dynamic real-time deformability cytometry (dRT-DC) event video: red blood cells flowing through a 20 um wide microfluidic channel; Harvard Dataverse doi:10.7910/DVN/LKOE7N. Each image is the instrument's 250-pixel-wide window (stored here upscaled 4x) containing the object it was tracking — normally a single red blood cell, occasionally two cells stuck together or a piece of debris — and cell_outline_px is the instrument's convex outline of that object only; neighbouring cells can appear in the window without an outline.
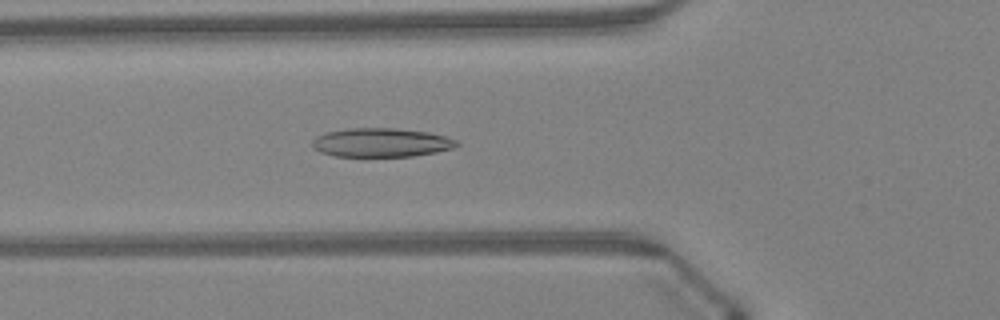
{"species": "Egyptian fruit bat (a non-hibernating species)", "species_latin": "Rousettus aegyptiacus", "temperature_condition": "warm", "stored_images_in_passage": 40, "camera_frame_rate_fps": 3000, "um_per_image_px": 0.085, "animal": {"sex": "female"}, "frame": {"image": 1, "passage_image": 10, "time_ms": 3.0, "image_size_px": [1000, 320], "cell_outline_px": [[460, 144], [456, 148], [436, 152], [412, 156], [336, 156], [320, 152], [312, 148], [312, 140], [316, 136], [324, 132], [348, 128], [396, 128], [428, 132], [444, 136], [456, 140]], "centroid_in_image_um": [32.39, 12.11], "position_along_channel_um": 93.4, "area_um2": 24.45}}
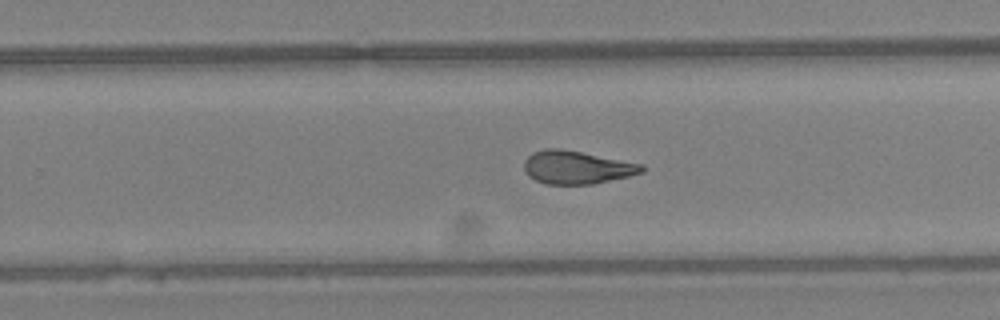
{"frame": {"image": 2, "passage_image": 23, "time_ms": 7.333, "image_size_px": [1000, 320], "cell_outline_px": [[644, 172], [628, 176], [592, 184], [544, 184], [528, 176], [524, 172], [524, 160], [532, 152], [544, 148], [560, 148], [644, 164]], "centroid_in_image_um": [48.99, 14.22], "position_along_channel_um": 280.8, "area_um2": 22.77}}
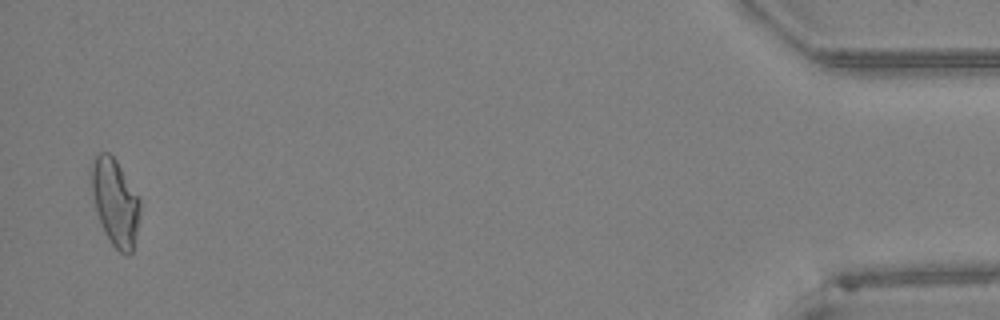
{"frame": {"image": 3, "passage_image": 39, "time_ms": 12.667, "image_size_px": [1000, 320], "cell_outline_px": [[140, 212], [132, 252], [128, 256], [120, 252], [112, 244], [100, 220], [96, 208], [92, 192], [92, 160], [100, 152], [108, 152], [116, 160], [140, 200]], "centroid_in_image_um": [9.8, 17.18], "position_along_channel_um": 425.4, "area_um2": 23.81}, "authors_computed_cell_mechanics": {"area_um2": 23.2934, "velocity_mm_per_s": 4.343, "shape_relaxation_time_tau1_ms": 5.8152, "shape_relaxation_time_tau2_ms": 2.0986, "deformation_change_tau1": 0.1858, "deformation_change_tau2": 0.0996}}